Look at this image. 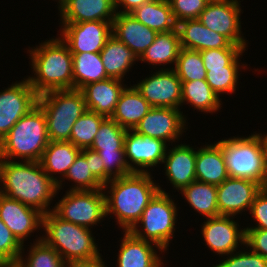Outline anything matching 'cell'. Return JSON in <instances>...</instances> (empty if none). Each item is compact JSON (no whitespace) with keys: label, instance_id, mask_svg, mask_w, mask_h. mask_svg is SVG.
I'll list each match as a JSON object with an SVG mask.
<instances>
[{"label":"cell","instance_id":"cell-18","mask_svg":"<svg viewBox=\"0 0 267 267\" xmlns=\"http://www.w3.org/2000/svg\"><path fill=\"white\" fill-rule=\"evenodd\" d=\"M262 187L251 180L228 177L217 185V206L220 215L236 216L249 213L256 194ZM245 212V213H244Z\"/></svg>","mask_w":267,"mask_h":267},{"label":"cell","instance_id":"cell-3","mask_svg":"<svg viewBox=\"0 0 267 267\" xmlns=\"http://www.w3.org/2000/svg\"><path fill=\"white\" fill-rule=\"evenodd\" d=\"M32 74L27 75L36 94L73 89L72 53L57 35L26 48Z\"/></svg>","mask_w":267,"mask_h":267},{"label":"cell","instance_id":"cell-31","mask_svg":"<svg viewBox=\"0 0 267 267\" xmlns=\"http://www.w3.org/2000/svg\"><path fill=\"white\" fill-rule=\"evenodd\" d=\"M129 14L158 33L177 29V22L168 0H151L135 8Z\"/></svg>","mask_w":267,"mask_h":267},{"label":"cell","instance_id":"cell-12","mask_svg":"<svg viewBox=\"0 0 267 267\" xmlns=\"http://www.w3.org/2000/svg\"><path fill=\"white\" fill-rule=\"evenodd\" d=\"M234 218L236 217L219 215L206 218L201 225L200 234L204 245L219 257L236 252L245 245V226H241L239 220Z\"/></svg>","mask_w":267,"mask_h":267},{"label":"cell","instance_id":"cell-30","mask_svg":"<svg viewBox=\"0 0 267 267\" xmlns=\"http://www.w3.org/2000/svg\"><path fill=\"white\" fill-rule=\"evenodd\" d=\"M181 110L184 105L203 114L218 112L223 106L220 98L206 80L181 81Z\"/></svg>","mask_w":267,"mask_h":267},{"label":"cell","instance_id":"cell-23","mask_svg":"<svg viewBox=\"0 0 267 267\" xmlns=\"http://www.w3.org/2000/svg\"><path fill=\"white\" fill-rule=\"evenodd\" d=\"M181 48L204 51L219 48H242L232 44L225 36L207 28L199 19L185 20L177 24Z\"/></svg>","mask_w":267,"mask_h":267},{"label":"cell","instance_id":"cell-44","mask_svg":"<svg viewBox=\"0 0 267 267\" xmlns=\"http://www.w3.org/2000/svg\"><path fill=\"white\" fill-rule=\"evenodd\" d=\"M104 163L105 172L112 178L133 173L127 164L125 151H97Z\"/></svg>","mask_w":267,"mask_h":267},{"label":"cell","instance_id":"cell-8","mask_svg":"<svg viewBox=\"0 0 267 267\" xmlns=\"http://www.w3.org/2000/svg\"><path fill=\"white\" fill-rule=\"evenodd\" d=\"M50 141H69L72 127L86 111L84 94L78 89L54 90L38 96Z\"/></svg>","mask_w":267,"mask_h":267},{"label":"cell","instance_id":"cell-25","mask_svg":"<svg viewBox=\"0 0 267 267\" xmlns=\"http://www.w3.org/2000/svg\"><path fill=\"white\" fill-rule=\"evenodd\" d=\"M130 86V87H129ZM121 92L115 110L110 117L126 130H134L152 109L147 100L129 83Z\"/></svg>","mask_w":267,"mask_h":267},{"label":"cell","instance_id":"cell-33","mask_svg":"<svg viewBox=\"0 0 267 267\" xmlns=\"http://www.w3.org/2000/svg\"><path fill=\"white\" fill-rule=\"evenodd\" d=\"M248 51L244 49L228 66L217 69H206V82L212 88V90L221 98L224 94L231 95L236 94V90L239 82V77L242 70H248L249 68L246 62H241V58L244 56L243 53ZM242 56V57H241ZM242 69V70H241ZM239 83V84H238Z\"/></svg>","mask_w":267,"mask_h":267},{"label":"cell","instance_id":"cell-14","mask_svg":"<svg viewBox=\"0 0 267 267\" xmlns=\"http://www.w3.org/2000/svg\"><path fill=\"white\" fill-rule=\"evenodd\" d=\"M151 70L147 77L132 85L152 107L180 109L182 82L175 70Z\"/></svg>","mask_w":267,"mask_h":267},{"label":"cell","instance_id":"cell-13","mask_svg":"<svg viewBox=\"0 0 267 267\" xmlns=\"http://www.w3.org/2000/svg\"><path fill=\"white\" fill-rule=\"evenodd\" d=\"M38 95L25 77L0 90V141L37 105Z\"/></svg>","mask_w":267,"mask_h":267},{"label":"cell","instance_id":"cell-26","mask_svg":"<svg viewBox=\"0 0 267 267\" xmlns=\"http://www.w3.org/2000/svg\"><path fill=\"white\" fill-rule=\"evenodd\" d=\"M180 49V36L177 29L161 32L157 34L154 42L142 54L139 61L150 65L149 68L153 70L154 68L155 70L174 69Z\"/></svg>","mask_w":267,"mask_h":267},{"label":"cell","instance_id":"cell-40","mask_svg":"<svg viewBox=\"0 0 267 267\" xmlns=\"http://www.w3.org/2000/svg\"><path fill=\"white\" fill-rule=\"evenodd\" d=\"M22 249L23 245L0 219V267H14Z\"/></svg>","mask_w":267,"mask_h":267},{"label":"cell","instance_id":"cell-1","mask_svg":"<svg viewBox=\"0 0 267 267\" xmlns=\"http://www.w3.org/2000/svg\"><path fill=\"white\" fill-rule=\"evenodd\" d=\"M0 193L47 214L59 191L40 162L0 159Z\"/></svg>","mask_w":267,"mask_h":267},{"label":"cell","instance_id":"cell-47","mask_svg":"<svg viewBox=\"0 0 267 267\" xmlns=\"http://www.w3.org/2000/svg\"><path fill=\"white\" fill-rule=\"evenodd\" d=\"M81 153L85 156L89 163L90 172L104 186L112 178L105 172L104 163L97 151L90 148L81 149Z\"/></svg>","mask_w":267,"mask_h":267},{"label":"cell","instance_id":"cell-48","mask_svg":"<svg viewBox=\"0 0 267 267\" xmlns=\"http://www.w3.org/2000/svg\"><path fill=\"white\" fill-rule=\"evenodd\" d=\"M151 0H114L116 13H130Z\"/></svg>","mask_w":267,"mask_h":267},{"label":"cell","instance_id":"cell-5","mask_svg":"<svg viewBox=\"0 0 267 267\" xmlns=\"http://www.w3.org/2000/svg\"><path fill=\"white\" fill-rule=\"evenodd\" d=\"M222 149L228 176L267 187V151L260 132L215 141Z\"/></svg>","mask_w":267,"mask_h":267},{"label":"cell","instance_id":"cell-41","mask_svg":"<svg viewBox=\"0 0 267 267\" xmlns=\"http://www.w3.org/2000/svg\"><path fill=\"white\" fill-rule=\"evenodd\" d=\"M236 252H233L223 259L218 264H213V267H267V258L251 251L247 246Z\"/></svg>","mask_w":267,"mask_h":267},{"label":"cell","instance_id":"cell-21","mask_svg":"<svg viewBox=\"0 0 267 267\" xmlns=\"http://www.w3.org/2000/svg\"><path fill=\"white\" fill-rule=\"evenodd\" d=\"M58 13L59 23L87 21L112 23L116 16L114 0H67Z\"/></svg>","mask_w":267,"mask_h":267},{"label":"cell","instance_id":"cell-11","mask_svg":"<svg viewBox=\"0 0 267 267\" xmlns=\"http://www.w3.org/2000/svg\"><path fill=\"white\" fill-rule=\"evenodd\" d=\"M183 112L176 108L152 107L134 131L143 136L162 140L168 146L179 143L189 128L188 117Z\"/></svg>","mask_w":267,"mask_h":267},{"label":"cell","instance_id":"cell-19","mask_svg":"<svg viewBox=\"0 0 267 267\" xmlns=\"http://www.w3.org/2000/svg\"><path fill=\"white\" fill-rule=\"evenodd\" d=\"M123 232V233H122ZM120 248L115 257L116 267H165V252L158 245L135 237L130 231H122ZM163 253V254H162ZM162 254V256L160 255ZM164 255V256H163Z\"/></svg>","mask_w":267,"mask_h":267},{"label":"cell","instance_id":"cell-43","mask_svg":"<svg viewBox=\"0 0 267 267\" xmlns=\"http://www.w3.org/2000/svg\"><path fill=\"white\" fill-rule=\"evenodd\" d=\"M243 50V48H219L200 53L205 69H217L228 66Z\"/></svg>","mask_w":267,"mask_h":267},{"label":"cell","instance_id":"cell-42","mask_svg":"<svg viewBox=\"0 0 267 267\" xmlns=\"http://www.w3.org/2000/svg\"><path fill=\"white\" fill-rule=\"evenodd\" d=\"M177 22L198 19L209 0H168Z\"/></svg>","mask_w":267,"mask_h":267},{"label":"cell","instance_id":"cell-2","mask_svg":"<svg viewBox=\"0 0 267 267\" xmlns=\"http://www.w3.org/2000/svg\"><path fill=\"white\" fill-rule=\"evenodd\" d=\"M152 174L133 172L103 186L106 218L112 220L115 217L119 230L130 231L159 191V183L154 181Z\"/></svg>","mask_w":267,"mask_h":267},{"label":"cell","instance_id":"cell-51","mask_svg":"<svg viewBox=\"0 0 267 267\" xmlns=\"http://www.w3.org/2000/svg\"><path fill=\"white\" fill-rule=\"evenodd\" d=\"M55 1V0H52ZM67 0H56L55 2H57V10H59L61 8V6L66 2Z\"/></svg>","mask_w":267,"mask_h":267},{"label":"cell","instance_id":"cell-45","mask_svg":"<svg viewBox=\"0 0 267 267\" xmlns=\"http://www.w3.org/2000/svg\"><path fill=\"white\" fill-rule=\"evenodd\" d=\"M251 222L245 229H267V187L262 188L255 196L249 213ZM253 225V226H252Z\"/></svg>","mask_w":267,"mask_h":267},{"label":"cell","instance_id":"cell-9","mask_svg":"<svg viewBox=\"0 0 267 267\" xmlns=\"http://www.w3.org/2000/svg\"><path fill=\"white\" fill-rule=\"evenodd\" d=\"M65 194L54 204L52 212L60 219L95 229L106 218L103 189L64 191Z\"/></svg>","mask_w":267,"mask_h":267},{"label":"cell","instance_id":"cell-35","mask_svg":"<svg viewBox=\"0 0 267 267\" xmlns=\"http://www.w3.org/2000/svg\"><path fill=\"white\" fill-rule=\"evenodd\" d=\"M28 243L30 245H23L20 258L14 267H68L59 253L43 240ZM26 246H29V250Z\"/></svg>","mask_w":267,"mask_h":267},{"label":"cell","instance_id":"cell-6","mask_svg":"<svg viewBox=\"0 0 267 267\" xmlns=\"http://www.w3.org/2000/svg\"><path fill=\"white\" fill-rule=\"evenodd\" d=\"M49 142L46 117L37 104L0 141V159L40 162Z\"/></svg>","mask_w":267,"mask_h":267},{"label":"cell","instance_id":"cell-10","mask_svg":"<svg viewBox=\"0 0 267 267\" xmlns=\"http://www.w3.org/2000/svg\"><path fill=\"white\" fill-rule=\"evenodd\" d=\"M240 2V0L210 1L198 19L207 28L225 36L232 44L248 49L250 44L241 26L240 17L243 10Z\"/></svg>","mask_w":267,"mask_h":267},{"label":"cell","instance_id":"cell-50","mask_svg":"<svg viewBox=\"0 0 267 267\" xmlns=\"http://www.w3.org/2000/svg\"><path fill=\"white\" fill-rule=\"evenodd\" d=\"M260 134H261V137H262L264 145H265V150L267 151V133L265 132V134H264V132H263V135H262V132H261Z\"/></svg>","mask_w":267,"mask_h":267},{"label":"cell","instance_id":"cell-20","mask_svg":"<svg viewBox=\"0 0 267 267\" xmlns=\"http://www.w3.org/2000/svg\"><path fill=\"white\" fill-rule=\"evenodd\" d=\"M196 154L197 148L182 141L167 147L162 166L167 183L172 185L174 192H179L196 180Z\"/></svg>","mask_w":267,"mask_h":267},{"label":"cell","instance_id":"cell-39","mask_svg":"<svg viewBox=\"0 0 267 267\" xmlns=\"http://www.w3.org/2000/svg\"><path fill=\"white\" fill-rule=\"evenodd\" d=\"M174 70L181 81L205 80L206 69L197 50L181 48Z\"/></svg>","mask_w":267,"mask_h":267},{"label":"cell","instance_id":"cell-29","mask_svg":"<svg viewBox=\"0 0 267 267\" xmlns=\"http://www.w3.org/2000/svg\"><path fill=\"white\" fill-rule=\"evenodd\" d=\"M100 56L109 78L125 81L127 73L132 72L134 65L139 61L133 51L115 36L111 35L100 51Z\"/></svg>","mask_w":267,"mask_h":267},{"label":"cell","instance_id":"cell-4","mask_svg":"<svg viewBox=\"0 0 267 267\" xmlns=\"http://www.w3.org/2000/svg\"><path fill=\"white\" fill-rule=\"evenodd\" d=\"M92 231L90 228L64 221L50 211L43 214L40 234L43 232L42 240L69 264L94 260L102 255Z\"/></svg>","mask_w":267,"mask_h":267},{"label":"cell","instance_id":"cell-28","mask_svg":"<svg viewBox=\"0 0 267 267\" xmlns=\"http://www.w3.org/2000/svg\"><path fill=\"white\" fill-rule=\"evenodd\" d=\"M80 152L81 149L69 141H50L43 152L40 164L44 172L58 184Z\"/></svg>","mask_w":267,"mask_h":267},{"label":"cell","instance_id":"cell-38","mask_svg":"<svg viewBox=\"0 0 267 267\" xmlns=\"http://www.w3.org/2000/svg\"><path fill=\"white\" fill-rule=\"evenodd\" d=\"M127 130L110 117L105 118L90 149L94 151H125L124 139Z\"/></svg>","mask_w":267,"mask_h":267},{"label":"cell","instance_id":"cell-22","mask_svg":"<svg viewBox=\"0 0 267 267\" xmlns=\"http://www.w3.org/2000/svg\"><path fill=\"white\" fill-rule=\"evenodd\" d=\"M158 32L136 20L129 13H116L112 35L126 44L139 59L154 42Z\"/></svg>","mask_w":267,"mask_h":267},{"label":"cell","instance_id":"cell-15","mask_svg":"<svg viewBox=\"0 0 267 267\" xmlns=\"http://www.w3.org/2000/svg\"><path fill=\"white\" fill-rule=\"evenodd\" d=\"M0 219L10 229L17 240L25 245L32 237L34 242L42 240V235H32L43 228V213L0 193ZM28 237V238H27Z\"/></svg>","mask_w":267,"mask_h":267},{"label":"cell","instance_id":"cell-36","mask_svg":"<svg viewBox=\"0 0 267 267\" xmlns=\"http://www.w3.org/2000/svg\"><path fill=\"white\" fill-rule=\"evenodd\" d=\"M65 180L69 181L70 184L73 182L69 185L68 191L96 190L103 188V185L90 172L89 163L81 152L76 157L74 163L69 167L65 177L57 184L59 192L66 186L65 183L68 184Z\"/></svg>","mask_w":267,"mask_h":267},{"label":"cell","instance_id":"cell-24","mask_svg":"<svg viewBox=\"0 0 267 267\" xmlns=\"http://www.w3.org/2000/svg\"><path fill=\"white\" fill-rule=\"evenodd\" d=\"M124 82L120 79L108 78L84 86L81 91L84 94L87 110L106 118L111 117L121 92L127 86Z\"/></svg>","mask_w":267,"mask_h":267},{"label":"cell","instance_id":"cell-16","mask_svg":"<svg viewBox=\"0 0 267 267\" xmlns=\"http://www.w3.org/2000/svg\"><path fill=\"white\" fill-rule=\"evenodd\" d=\"M59 37L71 53H97L112 35V23L87 21L79 23H59Z\"/></svg>","mask_w":267,"mask_h":267},{"label":"cell","instance_id":"cell-17","mask_svg":"<svg viewBox=\"0 0 267 267\" xmlns=\"http://www.w3.org/2000/svg\"><path fill=\"white\" fill-rule=\"evenodd\" d=\"M168 145L159 139L127 130L124 139L125 158L129 169L137 173H151L161 167ZM159 166V167H158Z\"/></svg>","mask_w":267,"mask_h":267},{"label":"cell","instance_id":"cell-37","mask_svg":"<svg viewBox=\"0 0 267 267\" xmlns=\"http://www.w3.org/2000/svg\"><path fill=\"white\" fill-rule=\"evenodd\" d=\"M105 118L101 114L87 110L74 123L69 142L80 149L90 148L100 128V124Z\"/></svg>","mask_w":267,"mask_h":267},{"label":"cell","instance_id":"cell-34","mask_svg":"<svg viewBox=\"0 0 267 267\" xmlns=\"http://www.w3.org/2000/svg\"><path fill=\"white\" fill-rule=\"evenodd\" d=\"M73 89L81 90L89 83L108 79L100 52L72 53Z\"/></svg>","mask_w":267,"mask_h":267},{"label":"cell","instance_id":"cell-32","mask_svg":"<svg viewBox=\"0 0 267 267\" xmlns=\"http://www.w3.org/2000/svg\"><path fill=\"white\" fill-rule=\"evenodd\" d=\"M179 192L184 196L180 199H185L191 210L204 217L203 220L220 215L217 206V185L195 180Z\"/></svg>","mask_w":267,"mask_h":267},{"label":"cell","instance_id":"cell-46","mask_svg":"<svg viewBox=\"0 0 267 267\" xmlns=\"http://www.w3.org/2000/svg\"><path fill=\"white\" fill-rule=\"evenodd\" d=\"M245 246L267 258V229H245Z\"/></svg>","mask_w":267,"mask_h":267},{"label":"cell","instance_id":"cell-7","mask_svg":"<svg viewBox=\"0 0 267 267\" xmlns=\"http://www.w3.org/2000/svg\"><path fill=\"white\" fill-rule=\"evenodd\" d=\"M162 186L159 185V191L150 200L140 220L130 232L139 239L158 245L166 252L175 238L177 217L181 208L175 202L177 199L174 200V196Z\"/></svg>","mask_w":267,"mask_h":267},{"label":"cell","instance_id":"cell-27","mask_svg":"<svg viewBox=\"0 0 267 267\" xmlns=\"http://www.w3.org/2000/svg\"><path fill=\"white\" fill-rule=\"evenodd\" d=\"M197 147L196 180L207 184L219 185L229 176L221 147L213 142ZM205 144V145H204Z\"/></svg>","mask_w":267,"mask_h":267},{"label":"cell","instance_id":"cell-49","mask_svg":"<svg viewBox=\"0 0 267 267\" xmlns=\"http://www.w3.org/2000/svg\"><path fill=\"white\" fill-rule=\"evenodd\" d=\"M101 255L97 259L90 261H75L68 264V267H108L106 260L103 259ZM104 260V261H103Z\"/></svg>","mask_w":267,"mask_h":267}]
</instances>
